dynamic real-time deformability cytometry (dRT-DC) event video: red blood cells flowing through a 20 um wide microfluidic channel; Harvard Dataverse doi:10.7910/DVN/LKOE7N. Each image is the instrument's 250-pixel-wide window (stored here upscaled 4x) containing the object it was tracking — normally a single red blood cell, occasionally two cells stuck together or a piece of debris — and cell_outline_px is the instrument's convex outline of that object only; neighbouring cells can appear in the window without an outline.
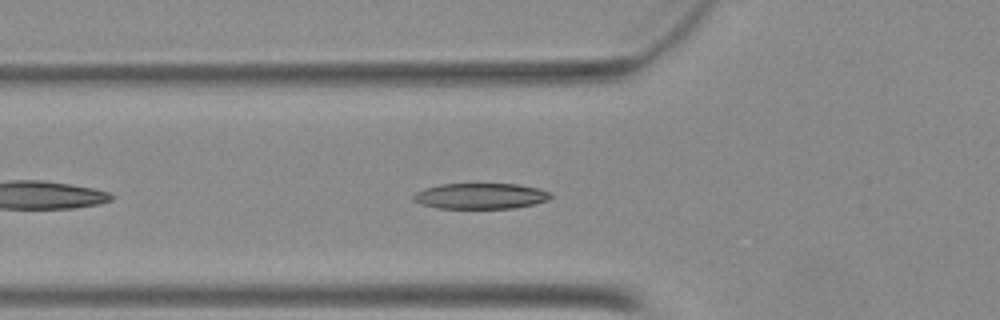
{"species": "Egyptian fruit bat (a non-hibernating species)", "species_latin": "Rousettus aegyptiacus", "temperature_condition": "warm", "stored_images_in_passage": 41, "camera_frame_rate_fps": 3000, "um_per_image_px": 0.085, "animal": {"sex": "female"}, "frame": {"image": 1, "passage_image": 8, "time_ms": 2.333, "image_size_px": [1000, 320], "cell_outline_px": [[552, 196], [548, 200], [516, 208], [436, 208], [420, 204], [412, 200], [412, 196], [416, 192], [424, 188], [440, 184], [516, 184], [540, 188], [552, 192]], "centroid_in_image_um": [40.84, 16.66], "position_along_channel_um": 85.0, "area_um2": 20.75}}
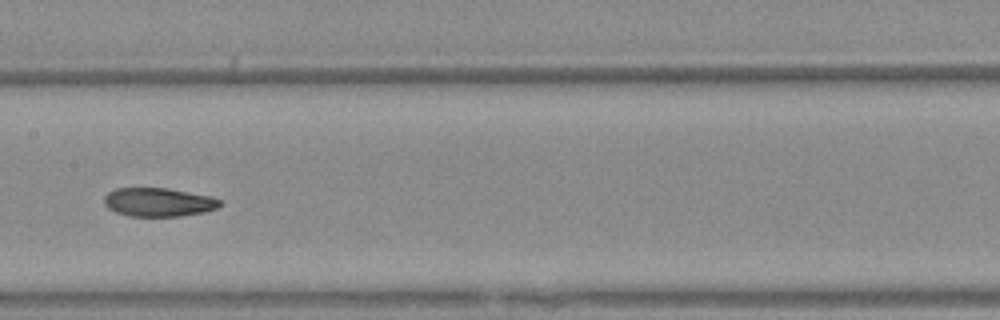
{"frame": {"image": 2, "passage_image": 16, "time_ms": 5.0, "image_size_px": [1000, 320], "cell_outline_px": [[224, 204], [216, 208], [204, 212], [180, 216], [128, 216], [116, 212], [108, 208], [104, 204], [104, 196], [108, 192], [116, 188], [168, 188], [208, 196], [220, 200]], "centroid_in_image_um": [13.45, 17.18], "position_along_channel_um": 194.0, "area_um2": 19.31}}
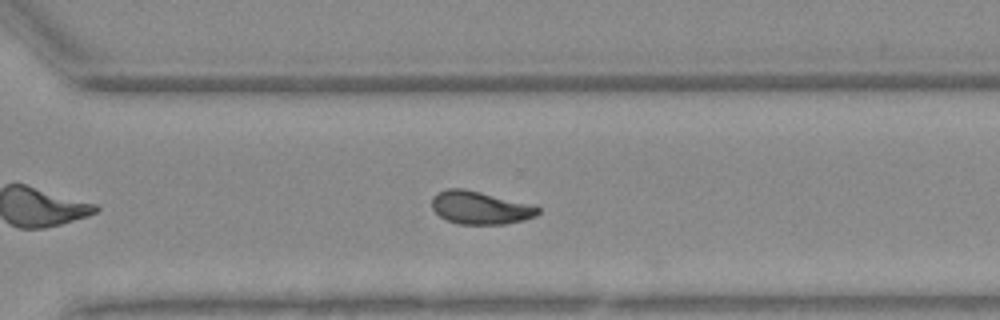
{"frame": {"image": 3, "passage_image": 26, "time_ms": 8.333, "image_size_px": [1000, 320], "cell_outline_px": [[540, 212], [536, 216], [504, 224], [460, 224], [448, 220], [440, 216], [432, 208], [432, 196], [436, 192], [448, 188], [460, 188], [540, 208]], "centroid_in_image_um": [40.71, 17.67], "position_along_channel_um": 329.9, "area_um2": 19.54}}